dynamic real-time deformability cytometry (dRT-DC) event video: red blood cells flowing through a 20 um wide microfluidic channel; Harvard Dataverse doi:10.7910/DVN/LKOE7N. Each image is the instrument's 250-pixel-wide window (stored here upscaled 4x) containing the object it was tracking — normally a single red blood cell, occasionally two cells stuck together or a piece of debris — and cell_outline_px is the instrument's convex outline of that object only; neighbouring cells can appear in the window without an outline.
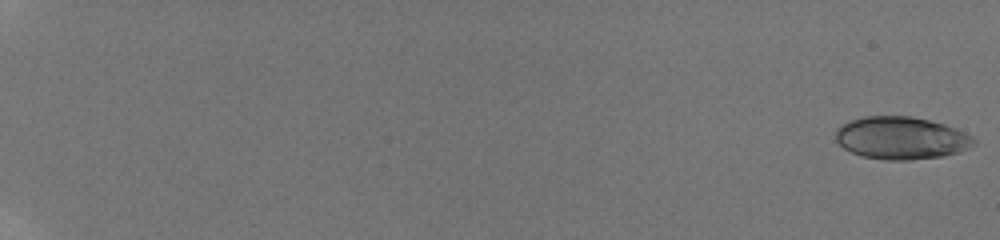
{"species": "human", "species_latin": "Homo sapiens", "temperature_condition": "room temperature", "stored_images_in_passage": 68, "camera_frame_rate_fps": 3000, "um_per_image_px": 0.085, "donor": {"sex": "male"}, "frame": {"image": 1, "passage_image": 1, "time_ms": 0.0, "image_size_px": [1000, 240], "cell_outline_px": [[976, 144], [960, 152], [940, 156], [908, 160], [884, 160], [860, 156], [844, 148], [836, 140], [836, 128], [840, 124], [848, 120], [864, 116], [912, 116], [944, 124], [956, 128], [972, 136], [976, 140]], "centroid_in_image_um": [76.58, 11.72], "position_along_channel_um": 8.4, "area_um2": 34.45}}
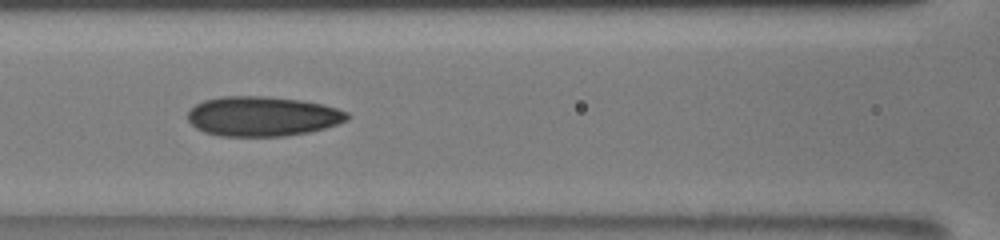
{"frame": {"image": 2, "passage_image": 37, "time_ms": 10.0, "image_size_px": [1000, 240], "cell_outline_px": [[352, 116], [348, 120], [324, 128], [308, 132], [284, 136], [220, 136], [204, 132], [196, 128], [188, 120], [188, 112], [196, 104], [204, 100], [220, 96], [264, 96], [300, 100], [324, 104], [348, 112]], "centroid_in_image_um": [22.32, 9.88], "position_along_channel_um": 144.3, "area_um2": 37.05}}
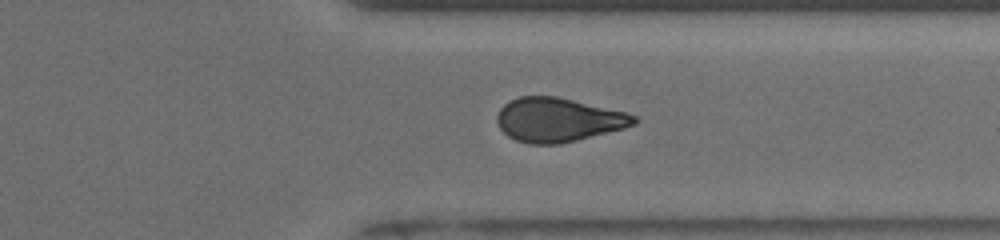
{"frame": {"image": 3, "passage_image": 57, "time_ms": 15.667, "image_size_px": [1000, 240], "cell_outline_px": [[640, 120], [636, 124], [624, 128], [560, 144], [528, 144], [516, 140], [508, 136], [500, 128], [496, 120], [496, 116], [500, 108], [504, 104], [520, 96], [556, 96], [624, 112], [636, 116]], "centroid_in_image_um": [47.43, 10.19], "position_along_channel_um": 364.0, "area_um2": 34.91}, "authors_computed_cell_mechanics": {"area_um2": 34.7956, "velocity_mm_per_s": 3.8855, "shape_relaxation_time_tau1_ms": null, "shape_relaxation_time_tau2_ms": 2.5746, "deformation_change_tau1": null, "deformation_change_tau2": 0.0981}}